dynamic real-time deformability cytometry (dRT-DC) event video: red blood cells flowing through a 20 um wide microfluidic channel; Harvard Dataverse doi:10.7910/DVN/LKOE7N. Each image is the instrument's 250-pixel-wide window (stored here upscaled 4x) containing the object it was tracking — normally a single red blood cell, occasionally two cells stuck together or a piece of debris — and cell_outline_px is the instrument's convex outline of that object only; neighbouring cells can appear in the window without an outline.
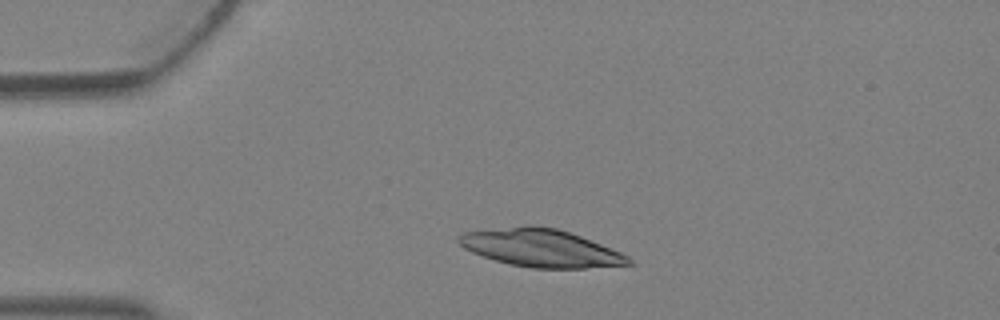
{"species": "Egyptian fruit bat (a non-hibernating species)", "species_latin": "Rousettus aegyptiacus", "temperature_condition": "warm", "stored_images_in_passage": 3, "camera_frame_rate_fps": 3000, "um_per_image_px": 0.085, "animal": {"sex": "female"}, "frame": {"image": 1, "passage_image": 1, "time_ms": 0.0, "image_size_px": [1000, 320], "cell_outline_px": [[636, 264], [584, 268], [532, 268], [512, 264], [496, 260], [472, 252], [464, 248], [456, 240], [456, 236], [464, 232], [528, 224], [532, 224], [556, 228], [580, 236], [612, 248], [628, 256]], "centroid_in_image_um": [45.97, 21.07], "position_along_channel_um": 39.0, "area_um2": 37.34}}